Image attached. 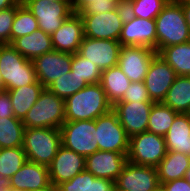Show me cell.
<instances>
[{
    "label": "cell",
    "mask_w": 190,
    "mask_h": 191,
    "mask_svg": "<svg viewBox=\"0 0 190 191\" xmlns=\"http://www.w3.org/2000/svg\"><path fill=\"white\" fill-rule=\"evenodd\" d=\"M160 191H190V184L185 178L176 179L162 183Z\"/></svg>",
    "instance_id": "obj_40"
},
{
    "label": "cell",
    "mask_w": 190,
    "mask_h": 191,
    "mask_svg": "<svg viewBox=\"0 0 190 191\" xmlns=\"http://www.w3.org/2000/svg\"><path fill=\"white\" fill-rule=\"evenodd\" d=\"M164 138L167 151L190 155V114L178 113Z\"/></svg>",
    "instance_id": "obj_23"
},
{
    "label": "cell",
    "mask_w": 190,
    "mask_h": 191,
    "mask_svg": "<svg viewBox=\"0 0 190 191\" xmlns=\"http://www.w3.org/2000/svg\"><path fill=\"white\" fill-rule=\"evenodd\" d=\"M0 73L5 91L38 81L33 61L22 56L11 44H0Z\"/></svg>",
    "instance_id": "obj_3"
},
{
    "label": "cell",
    "mask_w": 190,
    "mask_h": 191,
    "mask_svg": "<svg viewBox=\"0 0 190 191\" xmlns=\"http://www.w3.org/2000/svg\"><path fill=\"white\" fill-rule=\"evenodd\" d=\"M166 154L163 136L146 131L129 138L127 161L133 164L156 167Z\"/></svg>",
    "instance_id": "obj_8"
},
{
    "label": "cell",
    "mask_w": 190,
    "mask_h": 191,
    "mask_svg": "<svg viewBox=\"0 0 190 191\" xmlns=\"http://www.w3.org/2000/svg\"><path fill=\"white\" fill-rule=\"evenodd\" d=\"M50 3L52 2H69V0H49Z\"/></svg>",
    "instance_id": "obj_48"
},
{
    "label": "cell",
    "mask_w": 190,
    "mask_h": 191,
    "mask_svg": "<svg viewBox=\"0 0 190 191\" xmlns=\"http://www.w3.org/2000/svg\"><path fill=\"white\" fill-rule=\"evenodd\" d=\"M118 102H154L149 97L143 81L131 82L123 98Z\"/></svg>",
    "instance_id": "obj_39"
},
{
    "label": "cell",
    "mask_w": 190,
    "mask_h": 191,
    "mask_svg": "<svg viewBox=\"0 0 190 191\" xmlns=\"http://www.w3.org/2000/svg\"><path fill=\"white\" fill-rule=\"evenodd\" d=\"M96 136L99 150L128 154L129 137L113 109L96 119Z\"/></svg>",
    "instance_id": "obj_9"
},
{
    "label": "cell",
    "mask_w": 190,
    "mask_h": 191,
    "mask_svg": "<svg viewBox=\"0 0 190 191\" xmlns=\"http://www.w3.org/2000/svg\"><path fill=\"white\" fill-rule=\"evenodd\" d=\"M178 113L162 102H154L147 126V132L165 136Z\"/></svg>",
    "instance_id": "obj_30"
},
{
    "label": "cell",
    "mask_w": 190,
    "mask_h": 191,
    "mask_svg": "<svg viewBox=\"0 0 190 191\" xmlns=\"http://www.w3.org/2000/svg\"><path fill=\"white\" fill-rule=\"evenodd\" d=\"M73 54L52 50L33 60L37 80L48 88L56 79L71 71Z\"/></svg>",
    "instance_id": "obj_14"
},
{
    "label": "cell",
    "mask_w": 190,
    "mask_h": 191,
    "mask_svg": "<svg viewBox=\"0 0 190 191\" xmlns=\"http://www.w3.org/2000/svg\"><path fill=\"white\" fill-rule=\"evenodd\" d=\"M0 117H14L13 107L7 91L0 92Z\"/></svg>",
    "instance_id": "obj_41"
},
{
    "label": "cell",
    "mask_w": 190,
    "mask_h": 191,
    "mask_svg": "<svg viewBox=\"0 0 190 191\" xmlns=\"http://www.w3.org/2000/svg\"><path fill=\"white\" fill-rule=\"evenodd\" d=\"M176 77V72L157 54L143 81L151 100L162 102Z\"/></svg>",
    "instance_id": "obj_17"
},
{
    "label": "cell",
    "mask_w": 190,
    "mask_h": 191,
    "mask_svg": "<svg viewBox=\"0 0 190 191\" xmlns=\"http://www.w3.org/2000/svg\"><path fill=\"white\" fill-rule=\"evenodd\" d=\"M71 72L84 79L88 84L101 82L102 71L100 68L77 52L73 54Z\"/></svg>",
    "instance_id": "obj_37"
},
{
    "label": "cell",
    "mask_w": 190,
    "mask_h": 191,
    "mask_svg": "<svg viewBox=\"0 0 190 191\" xmlns=\"http://www.w3.org/2000/svg\"><path fill=\"white\" fill-rule=\"evenodd\" d=\"M162 103L177 113H190V76H177Z\"/></svg>",
    "instance_id": "obj_27"
},
{
    "label": "cell",
    "mask_w": 190,
    "mask_h": 191,
    "mask_svg": "<svg viewBox=\"0 0 190 191\" xmlns=\"http://www.w3.org/2000/svg\"><path fill=\"white\" fill-rule=\"evenodd\" d=\"M22 122L25 128L60 129L65 122L64 99L44 88Z\"/></svg>",
    "instance_id": "obj_5"
},
{
    "label": "cell",
    "mask_w": 190,
    "mask_h": 191,
    "mask_svg": "<svg viewBox=\"0 0 190 191\" xmlns=\"http://www.w3.org/2000/svg\"><path fill=\"white\" fill-rule=\"evenodd\" d=\"M7 191H20V190H16V189H12V188H7Z\"/></svg>",
    "instance_id": "obj_49"
},
{
    "label": "cell",
    "mask_w": 190,
    "mask_h": 191,
    "mask_svg": "<svg viewBox=\"0 0 190 191\" xmlns=\"http://www.w3.org/2000/svg\"><path fill=\"white\" fill-rule=\"evenodd\" d=\"M27 161L26 153L21 147L0 149V181H7L24 165Z\"/></svg>",
    "instance_id": "obj_31"
},
{
    "label": "cell",
    "mask_w": 190,
    "mask_h": 191,
    "mask_svg": "<svg viewBox=\"0 0 190 191\" xmlns=\"http://www.w3.org/2000/svg\"><path fill=\"white\" fill-rule=\"evenodd\" d=\"M34 191H60V189H59V186H57L53 183H50L46 187H44L42 189L34 190Z\"/></svg>",
    "instance_id": "obj_44"
},
{
    "label": "cell",
    "mask_w": 190,
    "mask_h": 191,
    "mask_svg": "<svg viewBox=\"0 0 190 191\" xmlns=\"http://www.w3.org/2000/svg\"><path fill=\"white\" fill-rule=\"evenodd\" d=\"M64 106L65 121L96 120L113 107L100 83L86 85L65 99Z\"/></svg>",
    "instance_id": "obj_1"
},
{
    "label": "cell",
    "mask_w": 190,
    "mask_h": 191,
    "mask_svg": "<svg viewBox=\"0 0 190 191\" xmlns=\"http://www.w3.org/2000/svg\"><path fill=\"white\" fill-rule=\"evenodd\" d=\"M190 167V155L167 151L165 157L156 166L160 185L172 180L184 178Z\"/></svg>",
    "instance_id": "obj_24"
},
{
    "label": "cell",
    "mask_w": 190,
    "mask_h": 191,
    "mask_svg": "<svg viewBox=\"0 0 190 191\" xmlns=\"http://www.w3.org/2000/svg\"><path fill=\"white\" fill-rule=\"evenodd\" d=\"M120 48L121 44L117 40L84 37L77 53L104 71L118 65Z\"/></svg>",
    "instance_id": "obj_15"
},
{
    "label": "cell",
    "mask_w": 190,
    "mask_h": 191,
    "mask_svg": "<svg viewBox=\"0 0 190 191\" xmlns=\"http://www.w3.org/2000/svg\"><path fill=\"white\" fill-rule=\"evenodd\" d=\"M157 54L169 64L177 76H190V41L165 47Z\"/></svg>",
    "instance_id": "obj_29"
},
{
    "label": "cell",
    "mask_w": 190,
    "mask_h": 191,
    "mask_svg": "<svg viewBox=\"0 0 190 191\" xmlns=\"http://www.w3.org/2000/svg\"><path fill=\"white\" fill-rule=\"evenodd\" d=\"M125 0H69L73 13L99 14L115 10Z\"/></svg>",
    "instance_id": "obj_36"
},
{
    "label": "cell",
    "mask_w": 190,
    "mask_h": 191,
    "mask_svg": "<svg viewBox=\"0 0 190 191\" xmlns=\"http://www.w3.org/2000/svg\"><path fill=\"white\" fill-rule=\"evenodd\" d=\"M3 91H5V88H4V84H3L2 75L0 73V92H3Z\"/></svg>",
    "instance_id": "obj_47"
},
{
    "label": "cell",
    "mask_w": 190,
    "mask_h": 191,
    "mask_svg": "<svg viewBox=\"0 0 190 191\" xmlns=\"http://www.w3.org/2000/svg\"><path fill=\"white\" fill-rule=\"evenodd\" d=\"M84 38L83 20L79 13L71 14L51 35L54 50L74 54Z\"/></svg>",
    "instance_id": "obj_20"
},
{
    "label": "cell",
    "mask_w": 190,
    "mask_h": 191,
    "mask_svg": "<svg viewBox=\"0 0 190 191\" xmlns=\"http://www.w3.org/2000/svg\"><path fill=\"white\" fill-rule=\"evenodd\" d=\"M37 19L31 11L20 1L11 29V43L18 37L32 34L38 29Z\"/></svg>",
    "instance_id": "obj_34"
},
{
    "label": "cell",
    "mask_w": 190,
    "mask_h": 191,
    "mask_svg": "<svg viewBox=\"0 0 190 191\" xmlns=\"http://www.w3.org/2000/svg\"><path fill=\"white\" fill-rule=\"evenodd\" d=\"M20 0H0V10L15 6Z\"/></svg>",
    "instance_id": "obj_43"
},
{
    "label": "cell",
    "mask_w": 190,
    "mask_h": 191,
    "mask_svg": "<svg viewBox=\"0 0 190 191\" xmlns=\"http://www.w3.org/2000/svg\"><path fill=\"white\" fill-rule=\"evenodd\" d=\"M100 84L106 93L107 100L114 105L123 98L131 81L122 72L121 68L116 65L102 71Z\"/></svg>",
    "instance_id": "obj_26"
},
{
    "label": "cell",
    "mask_w": 190,
    "mask_h": 191,
    "mask_svg": "<svg viewBox=\"0 0 190 191\" xmlns=\"http://www.w3.org/2000/svg\"><path fill=\"white\" fill-rule=\"evenodd\" d=\"M18 3L5 10H0V44H11V29Z\"/></svg>",
    "instance_id": "obj_38"
},
{
    "label": "cell",
    "mask_w": 190,
    "mask_h": 191,
    "mask_svg": "<svg viewBox=\"0 0 190 191\" xmlns=\"http://www.w3.org/2000/svg\"><path fill=\"white\" fill-rule=\"evenodd\" d=\"M157 31V53L172 45L190 41V30L184 17L182 5L170 0L155 18Z\"/></svg>",
    "instance_id": "obj_2"
},
{
    "label": "cell",
    "mask_w": 190,
    "mask_h": 191,
    "mask_svg": "<svg viewBox=\"0 0 190 191\" xmlns=\"http://www.w3.org/2000/svg\"><path fill=\"white\" fill-rule=\"evenodd\" d=\"M60 191H115L114 181L104 178H96L90 172L84 170L73 179L58 185Z\"/></svg>",
    "instance_id": "obj_28"
},
{
    "label": "cell",
    "mask_w": 190,
    "mask_h": 191,
    "mask_svg": "<svg viewBox=\"0 0 190 191\" xmlns=\"http://www.w3.org/2000/svg\"><path fill=\"white\" fill-rule=\"evenodd\" d=\"M182 5L185 20L190 30V0H177Z\"/></svg>",
    "instance_id": "obj_42"
},
{
    "label": "cell",
    "mask_w": 190,
    "mask_h": 191,
    "mask_svg": "<svg viewBox=\"0 0 190 191\" xmlns=\"http://www.w3.org/2000/svg\"><path fill=\"white\" fill-rule=\"evenodd\" d=\"M184 178L188 181L190 184V167L189 169L185 172Z\"/></svg>",
    "instance_id": "obj_45"
},
{
    "label": "cell",
    "mask_w": 190,
    "mask_h": 191,
    "mask_svg": "<svg viewBox=\"0 0 190 191\" xmlns=\"http://www.w3.org/2000/svg\"><path fill=\"white\" fill-rule=\"evenodd\" d=\"M88 83L71 71L56 79L47 89L61 99H67L79 90L83 89Z\"/></svg>",
    "instance_id": "obj_35"
},
{
    "label": "cell",
    "mask_w": 190,
    "mask_h": 191,
    "mask_svg": "<svg viewBox=\"0 0 190 191\" xmlns=\"http://www.w3.org/2000/svg\"><path fill=\"white\" fill-rule=\"evenodd\" d=\"M127 163V155L118 152L98 150L85 157V170L96 178L109 179L115 182Z\"/></svg>",
    "instance_id": "obj_19"
},
{
    "label": "cell",
    "mask_w": 190,
    "mask_h": 191,
    "mask_svg": "<svg viewBox=\"0 0 190 191\" xmlns=\"http://www.w3.org/2000/svg\"><path fill=\"white\" fill-rule=\"evenodd\" d=\"M24 125L22 120L15 117H0V145L1 148H15L23 146Z\"/></svg>",
    "instance_id": "obj_32"
},
{
    "label": "cell",
    "mask_w": 190,
    "mask_h": 191,
    "mask_svg": "<svg viewBox=\"0 0 190 191\" xmlns=\"http://www.w3.org/2000/svg\"><path fill=\"white\" fill-rule=\"evenodd\" d=\"M157 52L144 46H121L118 66L131 82L144 81Z\"/></svg>",
    "instance_id": "obj_13"
},
{
    "label": "cell",
    "mask_w": 190,
    "mask_h": 191,
    "mask_svg": "<svg viewBox=\"0 0 190 191\" xmlns=\"http://www.w3.org/2000/svg\"><path fill=\"white\" fill-rule=\"evenodd\" d=\"M7 184L5 182L0 183V191H7Z\"/></svg>",
    "instance_id": "obj_46"
},
{
    "label": "cell",
    "mask_w": 190,
    "mask_h": 191,
    "mask_svg": "<svg viewBox=\"0 0 190 191\" xmlns=\"http://www.w3.org/2000/svg\"><path fill=\"white\" fill-rule=\"evenodd\" d=\"M121 46H144L157 52V31L155 19L125 17L119 37Z\"/></svg>",
    "instance_id": "obj_12"
},
{
    "label": "cell",
    "mask_w": 190,
    "mask_h": 191,
    "mask_svg": "<svg viewBox=\"0 0 190 191\" xmlns=\"http://www.w3.org/2000/svg\"><path fill=\"white\" fill-rule=\"evenodd\" d=\"M79 15L83 20L84 37L119 41L127 13L125 5L120 4L109 12Z\"/></svg>",
    "instance_id": "obj_6"
},
{
    "label": "cell",
    "mask_w": 190,
    "mask_h": 191,
    "mask_svg": "<svg viewBox=\"0 0 190 191\" xmlns=\"http://www.w3.org/2000/svg\"><path fill=\"white\" fill-rule=\"evenodd\" d=\"M11 45L22 56L32 61L36 57L53 50L51 35L39 28L32 34L18 37Z\"/></svg>",
    "instance_id": "obj_22"
},
{
    "label": "cell",
    "mask_w": 190,
    "mask_h": 191,
    "mask_svg": "<svg viewBox=\"0 0 190 191\" xmlns=\"http://www.w3.org/2000/svg\"><path fill=\"white\" fill-rule=\"evenodd\" d=\"M37 19L38 27L52 35L60 28L65 19L73 14L69 2H52L49 0H20Z\"/></svg>",
    "instance_id": "obj_10"
},
{
    "label": "cell",
    "mask_w": 190,
    "mask_h": 191,
    "mask_svg": "<svg viewBox=\"0 0 190 191\" xmlns=\"http://www.w3.org/2000/svg\"><path fill=\"white\" fill-rule=\"evenodd\" d=\"M170 0H125L126 13L132 17L155 19Z\"/></svg>",
    "instance_id": "obj_33"
},
{
    "label": "cell",
    "mask_w": 190,
    "mask_h": 191,
    "mask_svg": "<svg viewBox=\"0 0 190 191\" xmlns=\"http://www.w3.org/2000/svg\"><path fill=\"white\" fill-rule=\"evenodd\" d=\"M114 185L115 191H160L156 167L137 165L129 161Z\"/></svg>",
    "instance_id": "obj_11"
},
{
    "label": "cell",
    "mask_w": 190,
    "mask_h": 191,
    "mask_svg": "<svg viewBox=\"0 0 190 191\" xmlns=\"http://www.w3.org/2000/svg\"><path fill=\"white\" fill-rule=\"evenodd\" d=\"M6 184L20 191L42 189L50 184L48 166L27 160Z\"/></svg>",
    "instance_id": "obj_21"
},
{
    "label": "cell",
    "mask_w": 190,
    "mask_h": 191,
    "mask_svg": "<svg viewBox=\"0 0 190 191\" xmlns=\"http://www.w3.org/2000/svg\"><path fill=\"white\" fill-rule=\"evenodd\" d=\"M154 102H116L112 109L117 113L126 135L130 138L147 131Z\"/></svg>",
    "instance_id": "obj_16"
},
{
    "label": "cell",
    "mask_w": 190,
    "mask_h": 191,
    "mask_svg": "<svg viewBox=\"0 0 190 191\" xmlns=\"http://www.w3.org/2000/svg\"><path fill=\"white\" fill-rule=\"evenodd\" d=\"M43 89L44 86L37 81L30 85L6 90L10 96L14 117L23 120Z\"/></svg>",
    "instance_id": "obj_25"
},
{
    "label": "cell",
    "mask_w": 190,
    "mask_h": 191,
    "mask_svg": "<svg viewBox=\"0 0 190 191\" xmlns=\"http://www.w3.org/2000/svg\"><path fill=\"white\" fill-rule=\"evenodd\" d=\"M62 145L58 128H25L23 149L28 161L48 166Z\"/></svg>",
    "instance_id": "obj_4"
},
{
    "label": "cell",
    "mask_w": 190,
    "mask_h": 191,
    "mask_svg": "<svg viewBox=\"0 0 190 191\" xmlns=\"http://www.w3.org/2000/svg\"><path fill=\"white\" fill-rule=\"evenodd\" d=\"M85 170V157L63 145L48 165L50 183L59 185Z\"/></svg>",
    "instance_id": "obj_18"
},
{
    "label": "cell",
    "mask_w": 190,
    "mask_h": 191,
    "mask_svg": "<svg viewBox=\"0 0 190 191\" xmlns=\"http://www.w3.org/2000/svg\"><path fill=\"white\" fill-rule=\"evenodd\" d=\"M60 132L62 145L84 157L99 150L96 120L65 121Z\"/></svg>",
    "instance_id": "obj_7"
}]
</instances>
